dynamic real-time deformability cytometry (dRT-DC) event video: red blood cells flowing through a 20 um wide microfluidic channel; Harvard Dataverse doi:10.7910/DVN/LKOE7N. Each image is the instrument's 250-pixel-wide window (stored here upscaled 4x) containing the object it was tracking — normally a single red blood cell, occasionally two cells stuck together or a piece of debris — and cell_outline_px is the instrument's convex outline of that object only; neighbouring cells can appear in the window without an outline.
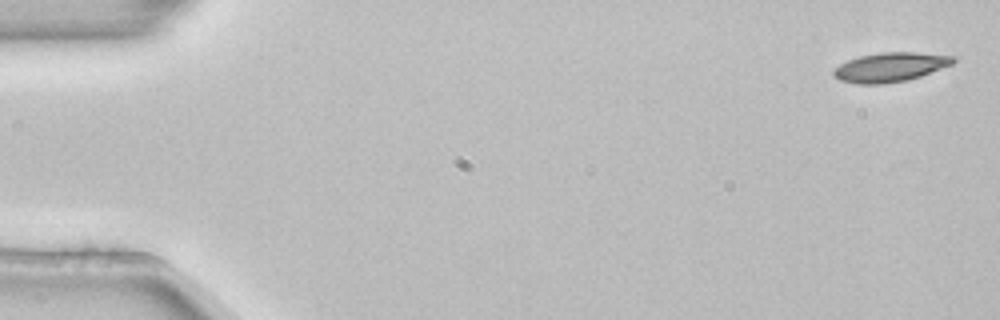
{"species": "common noctule bat (a hibernating species)", "species_latin": "Nyctalus noctula", "temperature_condition": "room temperature", "stored_images_in_passage": 5, "camera_frame_rate_fps": 3000, "um_per_image_px": 0.085, "animal": {"sex": "female", "body_mass_g": 22.7, "forearm_length_mm": 54.2}, "frame": {"image": 1, "passage_image": 1, "time_ms": 0.0, "image_size_px": [1000, 320], "cell_outline_px": [[956, 60], [952, 64], [920, 76], [908, 80], [884, 84], [856, 84], [840, 80], [832, 76], [832, 72], [840, 64], [848, 60], [860, 56], [880, 52], [916, 52], [956, 56]], "centroid_in_image_um": [75.66, 5.71], "position_along_channel_um": 9.3, "area_um2": 20.46}}
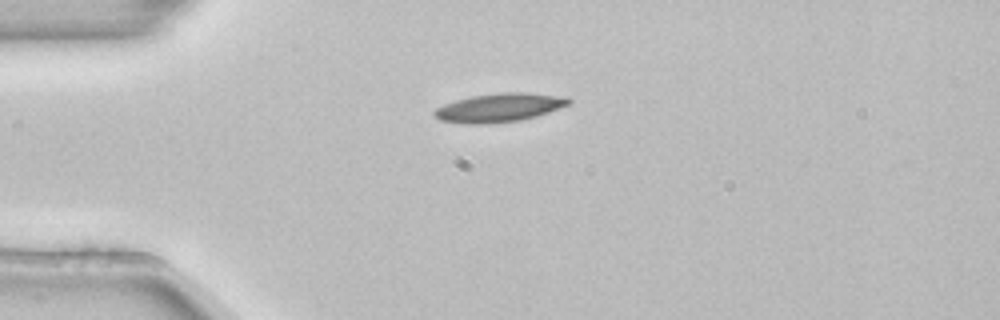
{"frame": {"image": 2, "passage_image": 4, "time_ms": 1.0, "image_size_px": [1000, 320], "cell_outline_px": [[572, 100], [568, 104], [548, 112], [536, 116], [520, 120], [484, 124], [468, 124], [440, 120], [432, 112], [436, 108], [444, 104], [456, 100], [472, 96], [500, 92], [524, 92], [568, 96]], "centroid_in_image_um": [42.45, 9.13], "position_along_channel_um": 42.5, "area_um2": 22.37}}